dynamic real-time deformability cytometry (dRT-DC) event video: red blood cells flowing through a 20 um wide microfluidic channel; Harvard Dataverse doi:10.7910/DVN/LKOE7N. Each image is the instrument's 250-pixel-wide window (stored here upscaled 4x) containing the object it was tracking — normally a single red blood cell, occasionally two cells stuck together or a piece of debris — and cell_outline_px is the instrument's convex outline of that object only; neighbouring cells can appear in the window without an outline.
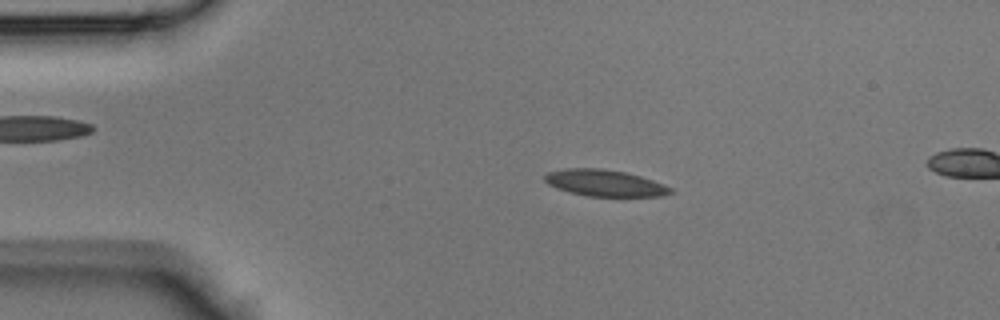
{"species": "Egyptian fruit bat (a non-hibernating species)", "species_latin": "Rousettus aegyptiacus", "temperature_condition": "room temperature", "stored_images_in_passage": 13, "camera_frame_rate_fps": 3000, "um_per_image_px": 0.085, "animal": {"sex": "male"}, "frame": {"image": 1, "passage_image": 8, "time_ms": 2.333, "image_size_px": [1000, 320], "cell_outline_px": [[672, 192], [664, 196], [588, 196], [568, 192], [556, 188], [548, 184], [544, 180], [544, 176], [548, 172], [564, 168], [600, 168], [624, 172], [640, 176], [664, 184], [672, 188]], "centroid_in_image_um": [51.38, 15.55], "position_along_channel_um": 33.6, "area_um2": 19.42}}